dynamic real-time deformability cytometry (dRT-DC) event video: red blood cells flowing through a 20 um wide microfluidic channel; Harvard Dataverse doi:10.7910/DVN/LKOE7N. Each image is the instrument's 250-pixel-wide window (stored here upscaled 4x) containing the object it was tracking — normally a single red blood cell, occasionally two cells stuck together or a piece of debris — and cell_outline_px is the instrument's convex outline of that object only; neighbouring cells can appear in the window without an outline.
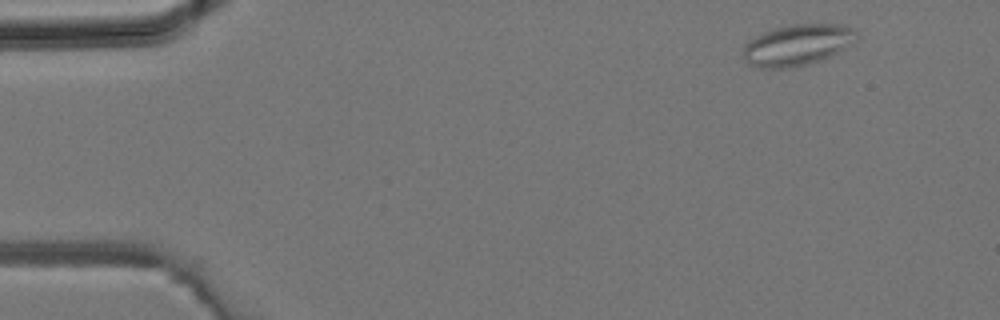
{"species": "common noctule bat (a hibernating species)", "species_latin": "Nyctalus noctula", "temperature_condition": "room temperature", "stored_images_in_passage": 3, "camera_frame_rate_fps": 3000, "um_per_image_px": 0.085, "animal": {"sex": "male", "body_mass_g": 19.2, "forearm_length_mm": 51.8}, "frame": {"image": 1, "passage_image": 1, "time_ms": 0.0, "image_size_px": [1000, 320], "cell_outline_px": [[860, 36], [856, 40], [844, 48], [820, 60], [792, 68], [760, 68], [748, 64], [744, 60], [744, 44], [748, 40], [764, 32], [788, 24], [844, 24], [852, 28]], "centroid_in_image_um": [67.76, 3.81], "position_along_channel_um": 17.2, "area_um2": 27.17}}
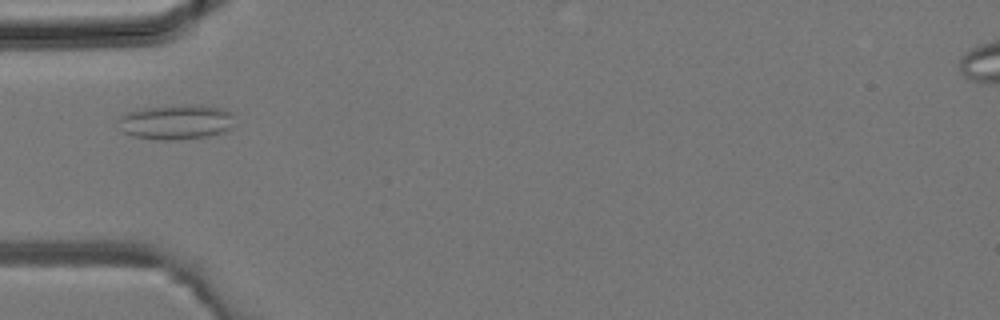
{"frame": {"image": 2, "passage_image": 3, "time_ms": 0.667, "image_size_px": [1000, 320], "cell_outline_px": [[232, 116], [228, 128], [224, 132], [208, 136], [180, 140], [160, 140], [132, 136], [124, 132], [116, 120], [120, 116], [128, 112], [144, 108], [196, 104], [200, 104], [220, 108], [228, 112]], "centroid_in_image_um": [14.91, 10.38], "position_along_channel_um": 70.1, "area_um2": 23.35}}